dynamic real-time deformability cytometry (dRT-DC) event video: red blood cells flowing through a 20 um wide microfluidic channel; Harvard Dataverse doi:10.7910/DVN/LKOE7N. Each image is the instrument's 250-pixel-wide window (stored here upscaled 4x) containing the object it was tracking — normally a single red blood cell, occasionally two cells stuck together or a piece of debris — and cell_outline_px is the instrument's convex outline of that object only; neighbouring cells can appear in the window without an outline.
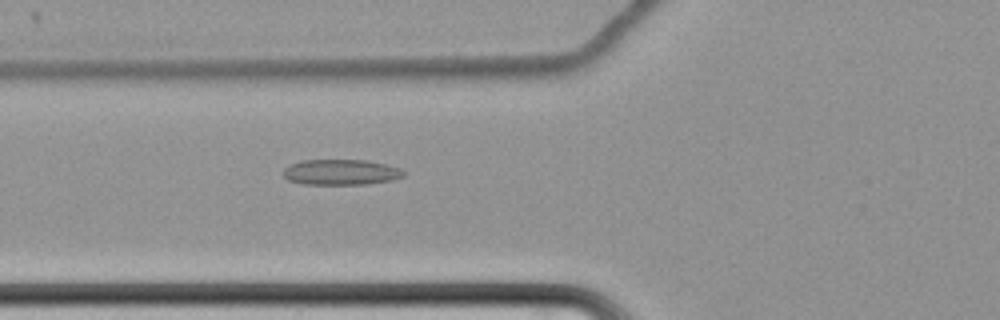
{"species": "common noctule bat (a hibernating species)", "species_latin": "Nyctalus noctula", "temperature_condition": "cold", "stored_images_in_passage": 59, "camera_frame_rate_fps": 3000, "um_per_image_px": 0.085, "animal": {"sex": "female", "body_mass_g": 22.7, "forearm_length_mm": 54.2}, "frame": {"image": 1, "passage_image": 22, "time_ms": 7.0, "image_size_px": [1000, 320], "cell_outline_px": [[404, 176], [392, 180], [368, 184], [304, 184], [288, 180], [284, 176], [284, 168], [300, 160], [368, 160], [388, 164], [400, 168], [404, 172]], "centroid_in_image_um": [29.01, 14.63], "position_along_channel_um": 96.8, "area_um2": 17.98}}
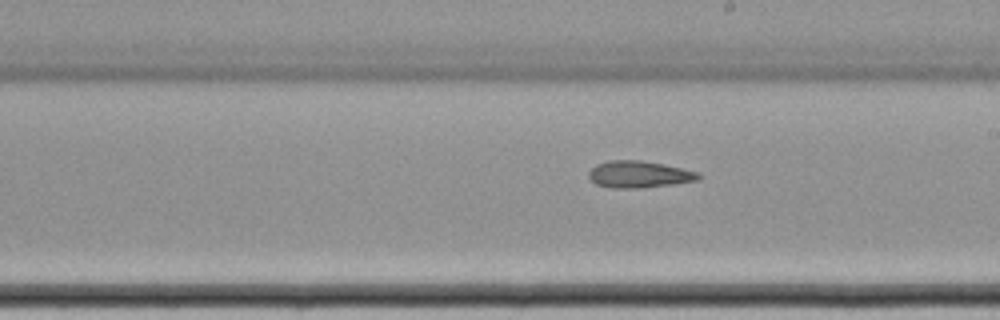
{"frame": {"image": 2, "passage_image": 34, "time_ms": 11.0, "image_size_px": [1000, 320], "cell_outline_px": [[700, 180], [672, 184], [640, 188], [612, 188], [596, 184], [588, 176], [588, 172], [596, 164], [608, 160], [640, 160], [664, 164], [700, 172]], "centroid_in_image_um": [54.32, 14.81], "position_along_channel_um": 234.7, "area_um2": 17.22}}
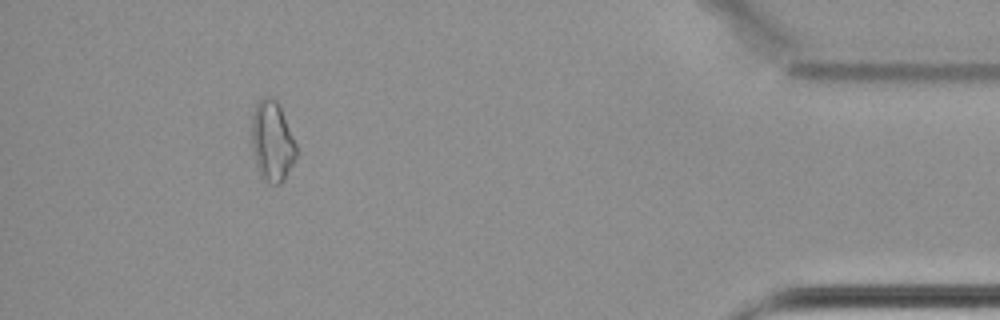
{"frame": {"image": 3, "passage_image": 54, "time_ms": 17.667, "image_size_px": [1000, 320], "cell_outline_px": [[300, 152], [284, 180], [280, 184], [276, 184], [264, 180], [260, 176], [256, 164], [252, 148], [252, 112], [256, 104], [264, 96], [268, 96], [276, 100], [280, 104]], "centroid_in_image_um": [23.17, 12.0], "position_along_channel_um": 412.0, "area_um2": 21.33}, "authors_computed_cell_mechanics": {"area_um2": 18.3804, "velocity_mm_per_s": 3.4423, "shape_relaxation_time_tau1_ms": null, "shape_relaxation_time_tau2_ms": 8.7825, "deformation_change_tau1": null, "deformation_change_tau2": 0.1819}}